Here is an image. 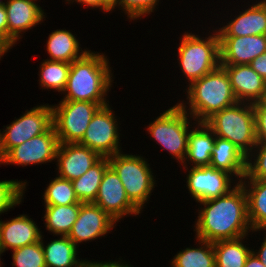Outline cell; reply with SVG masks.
<instances>
[{
  "instance_id": "31",
  "label": "cell",
  "mask_w": 266,
  "mask_h": 267,
  "mask_svg": "<svg viewBox=\"0 0 266 267\" xmlns=\"http://www.w3.org/2000/svg\"><path fill=\"white\" fill-rule=\"evenodd\" d=\"M43 196L45 205H70L81 203L75 195L72 181L59 176L50 182Z\"/></svg>"
},
{
  "instance_id": "30",
  "label": "cell",
  "mask_w": 266,
  "mask_h": 267,
  "mask_svg": "<svg viewBox=\"0 0 266 267\" xmlns=\"http://www.w3.org/2000/svg\"><path fill=\"white\" fill-rule=\"evenodd\" d=\"M71 63L61 61H44L40 68V85L47 89H55L58 92H64Z\"/></svg>"
},
{
  "instance_id": "7",
  "label": "cell",
  "mask_w": 266,
  "mask_h": 267,
  "mask_svg": "<svg viewBox=\"0 0 266 267\" xmlns=\"http://www.w3.org/2000/svg\"><path fill=\"white\" fill-rule=\"evenodd\" d=\"M186 105L178 103L166 110L149 125L148 132L163 148L168 150L176 160L185 162L189 135V123Z\"/></svg>"
},
{
  "instance_id": "11",
  "label": "cell",
  "mask_w": 266,
  "mask_h": 267,
  "mask_svg": "<svg viewBox=\"0 0 266 267\" xmlns=\"http://www.w3.org/2000/svg\"><path fill=\"white\" fill-rule=\"evenodd\" d=\"M58 145V137L52 125L45 133L11 148L5 154L4 163L26 166L51 162L56 158Z\"/></svg>"
},
{
  "instance_id": "18",
  "label": "cell",
  "mask_w": 266,
  "mask_h": 267,
  "mask_svg": "<svg viewBox=\"0 0 266 267\" xmlns=\"http://www.w3.org/2000/svg\"><path fill=\"white\" fill-rule=\"evenodd\" d=\"M221 66L229 76L232 90L238 102L243 101L242 105H244L245 100H252V103H255L263 99L266 81L249 64Z\"/></svg>"
},
{
  "instance_id": "47",
  "label": "cell",
  "mask_w": 266,
  "mask_h": 267,
  "mask_svg": "<svg viewBox=\"0 0 266 267\" xmlns=\"http://www.w3.org/2000/svg\"><path fill=\"white\" fill-rule=\"evenodd\" d=\"M2 253H3V251H2V248L0 247V256H1ZM0 267H1V265H0Z\"/></svg>"
},
{
  "instance_id": "3",
  "label": "cell",
  "mask_w": 266,
  "mask_h": 267,
  "mask_svg": "<svg viewBox=\"0 0 266 267\" xmlns=\"http://www.w3.org/2000/svg\"><path fill=\"white\" fill-rule=\"evenodd\" d=\"M187 93L190 115L199 119L198 123L205 122L216 112L238 103L229 76L221 65L189 84Z\"/></svg>"
},
{
  "instance_id": "41",
  "label": "cell",
  "mask_w": 266,
  "mask_h": 267,
  "mask_svg": "<svg viewBox=\"0 0 266 267\" xmlns=\"http://www.w3.org/2000/svg\"><path fill=\"white\" fill-rule=\"evenodd\" d=\"M118 2L119 0H101V9L110 12V10L116 7Z\"/></svg>"
},
{
  "instance_id": "38",
  "label": "cell",
  "mask_w": 266,
  "mask_h": 267,
  "mask_svg": "<svg viewBox=\"0 0 266 267\" xmlns=\"http://www.w3.org/2000/svg\"><path fill=\"white\" fill-rule=\"evenodd\" d=\"M249 65L266 81V52L252 60Z\"/></svg>"
},
{
  "instance_id": "44",
  "label": "cell",
  "mask_w": 266,
  "mask_h": 267,
  "mask_svg": "<svg viewBox=\"0 0 266 267\" xmlns=\"http://www.w3.org/2000/svg\"><path fill=\"white\" fill-rule=\"evenodd\" d=\"M4 161H5V152L2 147V134L0 133V164L1 163L5 164Z\"/></svg>"
},
{
  "instance_id": "12",
  "label": "cell",
  "mask_w": 266,
  "mask_h": 267,
  "mask_svg": "<svg viewBox=\"0 0 266 267\" xmlns=\"http://www.w3.org/2000/svg\"><path fill=\"white\" fill-rule=\"evenodd\" d=\"M93 203L102 208L116 222L126 214L141 213L129 200L120 178L111 166L105 170Z\"/></svg>"
},
{
  "instance_id": "36",
  "label": "cell",
  "mask_w": 266,
  "mask_h": 267,
  "mask_svg": "<svg viewBox=\"0 0 266 267\" xmlns=\"http://www.w3.org/2000/svg\"><path fill=\"white\" fill-rule=\"evenodd\" d=\"M255 127H256V140L257 143L266 142V106L261 102L253 103Z\"/></svg>"
},
{
  "instance_id": "8",
  "label": "cell",
  "mask_w": 266,
  "mask_h": 267,
  "mask_svg": "<svg viewBox=\"0 0 266 267\" xmlns=\"http://www.w3.org/2000/svg\"><path fill=\"white\" fill-rule=\"evenodd\" d=\"M107 104L62 100L52 107V124L59 143H78L96 111Z\"/></svg>"
},
{
  "instance_id": "35",
  "label": "cell",
  "mask_w": 266,
  "mask_h": 267,
  "mask_svg": "<svg viewBox=\"0 0 266 267\" xmlns=\"http://www.w3.org/2000/svg\"><path fill=\"white\" fill-rule=\"evenodd\" d=\"M159 0H119L118 5L123 7L127 17L135 19L141 15L149 14L157 5Z\"/></svg>"
},
{
  "instance_id": "6",
  "label": "cell",
  "mask_w": 266,
  "mask_h": 267,
  "mask_svg": "<svg viewBox=\"0 0 266 267\" xmlns=\"http://www.w3.org/2000/svg\"><path fill=\"white\" fill-rule=\"evenodd\" d=\"M108 160L120 178L129 200L141 211L155 184L149 164L140 156L121 152L108 156Z\"/></svg>"
},
{
  "instance_id": "40",
  "label": "cell",
  "mask_w": 266,
  "mask_h": 267,
  "mask_svg": "<svg viewBox=\"0 0 266 267\" xmlns=\"http://www.w3.org/2000/svg\"><path fill=\"white\" fill-rule=\"evenodd\" d=\"M264 242L261 245L260 250L255 253L254 251H252L257 257L258 259L263 263V265L266 267V235L264 237Z\"/></svg>"
},
{
  "instance_id": "19",
  "label": "cell",
  "mask_w": 266,
  "mask_h": 267,
  "mask_svg": "<svg viewBox=\"0 0 266 267\" xmlns=\"http://www.w3.org/2000/svg\"><path fill=\"white\" fill-rule=\"evenodd\" d=\"M35 222L20 215L8 222L0 221V247L2 251L21 248L41 241V232Z\"/></svg>"
},
{
  "instance_id": "9",
  "label": "cell",
  "mask_w": 266,
  "mask_h": 267,
  "mask_svg": "<svg viewBox=\"0 0 266 267\" xmlns=\"http://www.w3.org/2000/svg\"><path fill=\"white\" fill-rule=\"evenodd\" d=\"M117 121L109 104L101 106L90 121L83 138L78 142L102 157L120 152Z\"/></svg>"
},
{
  "instance_id": "24",
  "label": "cell",
  "mask_w": 266,
  "mask_h": 267,
  "mask_svg": "<svg viewBox=\"0 0 266 267\" xmlns=\"http://www.w3.org/2000/svg\"><path fill=\"white\" fill-rule=\"evenodd\" d=\"M47 51L51 61L72 63L82 58L88 51L80 52L79 42L75 36L67 30H56L52 32L47 41ZM80 52L81 54L79 55Z\"/></svg>"
},
{
  "instance_id": "10",
  "label": "cell",
  "mask_w": 266,
  "mask_h": 267,
  "mask_svg": "<svg viewBox=\"0 0 266 267\" xmlns=\"http://www.w3.org/2000/svg\"><path fill=\"white\" fill-rule=\"evenodd\" d=\"M52 106L41 105L27 111L1 133L5 154L13 147L45 133L52 126Z\"/></svg>"
},
{
  "instance_id": "27",
  "label": "cell",
  "mask_w": 266,
  "mask_h": 267,
  "mask_svg": "<svg viewBox=\"0 0 266 267\" xmlns=\"http://www.w3.org/2000/svg\"><path fill=\"white\" fill-rule=\"evenodd\" d=\"M61 237L45 247L42 242L46 267H77L83 262L76 259L77 246L68 236Z\"/></svg>"
},
{
  "instance_id": "43",
  "label": "cell",
  "mask_w": 266,
  "mask_h": 267,
  "mask_svg": "<svg viewBox=\"0 0 266 267\" xmlns=\"http://www.w3.org/2000/svg\"><path fill=\"white\" fill-rule=\"evenodd\" d=\"M70 1V0H66ZM76 2L83 3L84 5H88L93 8H101V0H75Z\"/></svg>"
},
{
  "instance_id": "15",
  "label": "cell",
  "mask_w": 266,
  "mask_h": 267,
  "mask_svg": "<svg viewBox=\"0 0 266 267\" xmlns=\"http://www.w3.org/2000/svg\"><path fill=\"white\" fill-rule=\"evenodd\" d=\"M101 158L99 153L79 143H59L55 158L58 159L59 177L73 181Z\"/></svg>"
},
{
  "instance_id": "14",
  "label": "cell",
  "mask_w": 266,
  "mask_h": 267,
  "mask_svg": "<svg viewBox=\"0 0 266 267\" xmlns=\"http://www.w3.org/2000/svg\"><path fill=\"white\" fill-rule=\"evenodd\" d=\"M114 223L116 221L95 203L81 202L78 218L68 237L75 245L82 241L94 240L108 233L114 227Z\"/></svg>"
},
{
  "instance_id": "1",
  "label": "cell",
  "mask_w": 266,
  "mask_h": 267,
  "mask_svg": "<svg viewBox=\"0 0 266 267\" xmlns=\"http://www.w3.org/2000/svg\"><path fill=\"white\" fill-rule=\"evenodd\" d=\"M199 203L205 208L196 221L198 239L209 242L236 239L250 231L247 196L239 182L228 194Z\"/></svg>"
},
{
  "instance_id": "42",
  "label": "cell",
  "mask_w": 266,
  "mask_h": 267,
  "mask_svg": "<svg viewBox=\"0 0 266 267\" xmlns=\"http://www.w3.org/2000/svg\"><path fill=\"white\" fill-rule=\"evenodd\" d=\"M94 267H131V266H128V264H121L120 262H105V263H95L94 262Z\"/></svg>"
},
{
  "instance_id": "45",
  "label": "cell",
  "mask_w": 266,
  "mask_h": 267,
  "mask_svg": "<svg viewBox=\"0 0 266 267\" xmlns=\"http://www.w3.org/2000/svg\"><path fill=\"white\" fill-rule=\"evenodd\" d=\"M77 267H94V262H88V261H83L80 265H78Z\"/></svg>"
},
{
  "instance_id": "17",
  "label": "cell",
  "mask_w": 266,
  "mask_h": 267,
  "mask_svg": "<svg viewBox=\"0 0 266 267\" xmlns=\"http://www.w3.org/2000/svg\"><path fill=\"white\" fill-rule=\"evenodd\" d=\"M8 22V50L19 39L21 32L43 21L44 12L34 0H9L4 4Z\"/></svg>"
},
{
  "instance_id": "25",
  "label": "cell",
  "mask_w": 266,
  "mask_h": 267,
  "mask_svg": "<svg viewBox=\"0 0 266 267\" xmlns=\"http://www.w3.org/2000/svg\"><path fill=\"white\" fill-rule=\"evenodd\" d=\"M108 157H102L81 177L72 181L74 192L82 203L94 202L105 170L109 167Z\"/></svg>"
},
{
  "instance_id": "21",
  "label": "cell",
  "mask_w": 266,
  "mask_h": 267,
  "mask_svg": "<svg viewBox=\"0 0 266 267\" xmlns=\"http://www.w3.org/2000/svg\"><path fill=\"white\" fill-rule=\"evenodd\" d=\"M247 156L227 139L215 136L210 166L229 174H235L242 181L246 175Z\"/></svg>"
},
{
  "instance_id": "29",
  "label": "cell",
  "mask_w": 266,
  "mask_h": 267,
  "mask_svg": "<svg viewBox=\"0 0 266 267\" xmlns=\"http://www.w3.org/2000/svg\"><path fill=\"white\" fill-rule=\"evenodd\" d=\"M197 240L202 243V246L186 248L177 253L171 262L172 267H216L213 242Z\"/></svg>"
},
{
  "instance_id": "37",
  "label": "cell",
  "mask_w": 266,
  "mask_h": 267,
  "mask_svg": "<svg viewBox=\"0 0 266 267\" xmlns=\"http://www.w3.org/2000/svg\"><path fill=\"white\" fill-rule=\"evenodd\" d=\"M0 45L8 51V22L4 5H0Z\"/></svg>"
},
{
  "instance_id": "28",
  "label": "cell",
  "mask_w": 266,
  "mask_h": 267,
  "mask_svg": "<svg viewBox=\"0 0 266 267\" xmlns=\"http://www.w3.org/2000/svg\"><path fill=\"white\" fill-rule=\"evenodd\" d=\"M245 236L213 242L216 267H244L249 250L242 244Z\"/></svg>"
},
{
  "instance_id": "32",
  "label": "cell",
  "mask_w": 266,
  "mask_h": 267,
  "mask_svg": "<svg viewBox=\"0 0 266 267\" xmlns=\"http://www.w3.org/2000/svg\"><path fill=\"white\" fill-rule=\"evenodd\" d=\"M42 238L34 244L13 250V266L16 267H46Z\"/></svg>"
},
{
  "instance_id": "34",
  "label": "cell",
  "mask_w": 266,
  "mask_h": 267,
  "mask_svg": "<svg viewBox=\"0 0 266 267\" xmlns=\"http://www.w3.org/2000/svg\"><path fill=\"white\" fill-rule=\"evenodd\" d=\"M255 147H258L259 153L256 155L257 157H255L256 159L253 164L247 160L246 175L244 176V180H266V142L257 143Z\"/></svg>"
},
{
  "instance_id": "13",
  "label": "cell",
  "mask_w": 266,
  "mask_h": 267,
  "mask_svg": "<svg viewBox=\"0 0 266 267\" xmlns=\"http://www.w3.org/2000/svg\"><path fill=\"white\" fill-rule=\"evenodd\" d=\"M230 176L212 166H193L187 176L188 190L198 202L224 196L232 190Z\"/></svg>"
},
{
  "instance_id": "5",
  "label": "cell",
  "mask_w": 266,
  "mask_h": 267,
  "mask_svg": "<svg viewBox=\"0 0 266 267\" xmlns=\"http://www.w3.org/2000/svg\"><path fill=\"white\" fill-rule=\"evenodd\" d=\"M179 45V64L190 84L220 66V38L217 32L206 40L186 33Z\"/></svg>"
},
{
  "instance_id": "26",
  "label": "cell",
  "mask_w": 266,
  "mask_h": 267,
  "mask_svg": "<svg viewBox=\"0 0 266 267\" xmlns=\"http://www.w3.org/2000/svg\"><path fill=\"white\" fill-rule=\"evenodd\" d=\"M45 206L44 218L47 230L55 233V235L68 236L78 218L81 203Z\"/></svg>"
},
{
  "instance_id": "20",
  "label": "cell",
  "mask_w": 266,
  "mask_h": 267,
  "mask_svg": "<svg viewBox=\"0 0 266 267\" xmlns=\"http://www.w3.org/2000/svg\"><path fill=\"white\" fill-rule=\"evenodd\" d=\"M219 37L266 35V2L261 1L218 31Z\"/></svg>"
},
{
  "instance_id": "46",
  "label": "cell",
  "mask_w": 266,
  "mask_h": 267,
  "mask_svg": "<svg viewBox=\"0 0 266 267\" xmlns=\"http://www.w3.org/2000/svg\"><path fill=\"white\" fill-rule=\"evenodd\" d=\"M261 102L266 106V90H265V93H264V96Z\"/></svg>"
},
{
  "instance_id": "33",
  "label": "cell",
  "mask_w": 266,
  "mask_h": 267,
  "mask_svg": "<svg viewBox=\"0 0 266 267\" xmlns=\"http://www.w3.org/2000/svg\"><path fill=\"white\" fill-rule=\"evenodd\" d=\"M26 182L0 181V214L20 204Z\"/></svg>"
},
{
  "instance_id": "2",
  "label": "cell",
  "mask_w": 266,
  "mask_h": 267,
  "mask_svg": "<svg viewBox=\"0 0 266 267\" xmlns=\"http://www.w3.org/2000/svg\"><path fill=\"white\" fill-rule=\"evenodd\" d=\"M110 71L105 55L88 51L71 63L63 100L108 104L104 97L112 85Z\"/></svg>"
},
{
  "instance_id": "39",
  "label": "cell",
  "mask_w": 266,
  "mask_h": 267,
  "mask_svg": "<svg viewBox=\"0 0 266 267\" xmlns=\"http://www.w3.org/2000/svg\"><path fill=\"white\" fill-rule=\"evenodd\" d=\"M244 267H265L263 263L258 259V257L251 252L248 256Z\"/></svg>"
},
{
  "instance_id": "22",
  "label": "cell",
  "mask_w": 266,
  "mask_h": 267,
  "mask_svg": "<svg viewBox=\"0 0 266 267\" xmlns=\"http://www.w3.org/2000/svg\"><path fill=\"white\" fill-rule=\"evenodd\" d=\"M198 125L200 127L189 131L185 159L191 160L195 164L194 167L210 166L215 134L204 122H200Z\"/></svg>"
},
{
  "instance_id": "16",
  "label": "cell",
  "mask_w": 266,
  "mask_h": 267,
  "mask_svg": "<svg viewBox=\"0 0 266 267\" xmlns=\"http://www.w3.org/2000/svg\"><path fill=\"white\" fill-rule=\"evenodd\" d=\"M220 38V65H247L266 52V35Z\"/></svg>"
},
{
  "instance_id": "4",
  "label": "cell",
  "mask_w": 266,
  "mask_h": 267,
  "mask_svg": "<svg viewBox=\"0 0 266 267\" xmlns=\"http://www.w3.org/2000/svg\"><path fill=\"white\" fill-rule=\"evenodd\" d=\"M242 103L238 102L216 112L204 123L215 136L233 143L247 156V160H250V152L257 145L254 108L252 101L244 106H241Z\"/></svg>"
},
{
  "instance_id": "23",
  "label": "cell",
  "mask_w": 266,
  "mask_h": 267,
  "mask_svg": "<svg viewBox=\"0 0 266 267\" xmlns=\"http://www.w3.org/2000/svg\"><path fill=\"white\" fill-rule=\"evenodd\" d=\"M250 189L245 181L239 182L246 192L248 219L251 230H266V180L249 179ZM247 187V188H246ZM249 190V191H248Z\"/></svg>"
}]
</instances>
